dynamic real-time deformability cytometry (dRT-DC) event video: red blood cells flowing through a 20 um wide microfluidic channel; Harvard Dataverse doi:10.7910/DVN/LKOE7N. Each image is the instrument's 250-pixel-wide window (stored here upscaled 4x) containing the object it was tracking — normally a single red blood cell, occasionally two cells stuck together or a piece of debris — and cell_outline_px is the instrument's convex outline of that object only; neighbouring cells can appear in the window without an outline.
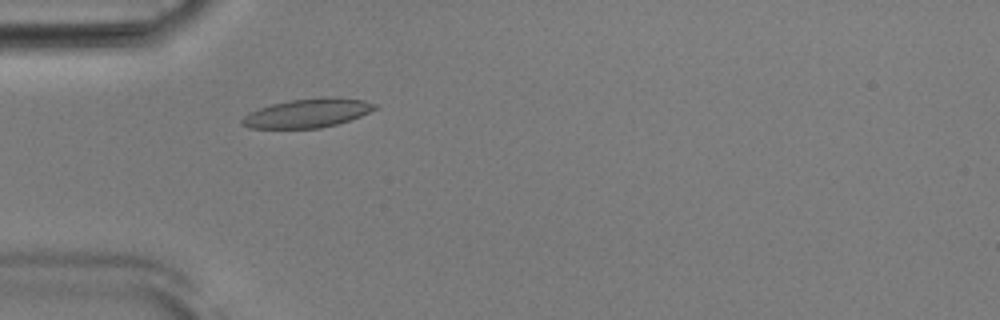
{"species": "Egyptian fruit bat (a non-hibernating species)", "species_latin": "Rousettus aegyptiacus", "temperature_condition": "room temperature", "stored_images_in_passage": 39, "camera_frame_rate_fps": 3000, "um_per_image_px": 0.085, "animal": {"sex": "male"}, "frame": {"image": 1, "passage_image": 3, "time_ms": 0.667, "image_size_px": [1000, 320], "cell_outline_px": [[380, 108], [360, 116], [336, 124], [320, 128], [248, 128], [240, 124], [240, 120], [248, 112], [272, 104], [292, 100], [328, 96], [364, 100], [380, 104]], "centroid_in_image_um": [26.17, 9.61], "position_along_channel_um": 58.8, "area_um2": 22.48}}
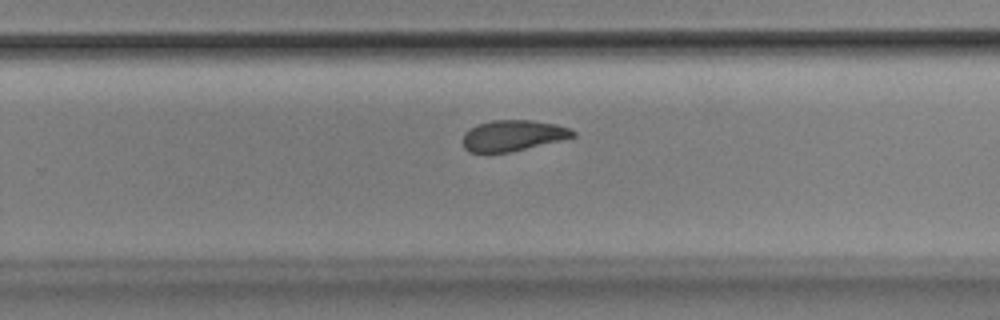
{"frame": {"image": 2, "passage_image": 21, "time_ms": 6.667, "image_size_px": [1000, 320], "cell_outline_px": [[576, 136], [560, 140], [508, 152], [468, 152], [464, 148], [464, 132], [476, 124], [492, 120], [532, 120], [556, 124], [572, 128], [576, 132]], "centroid_in_image_um": [43.6, 11.5], "position_along_channel_um": 286.2, "area_um2": 19.71}}
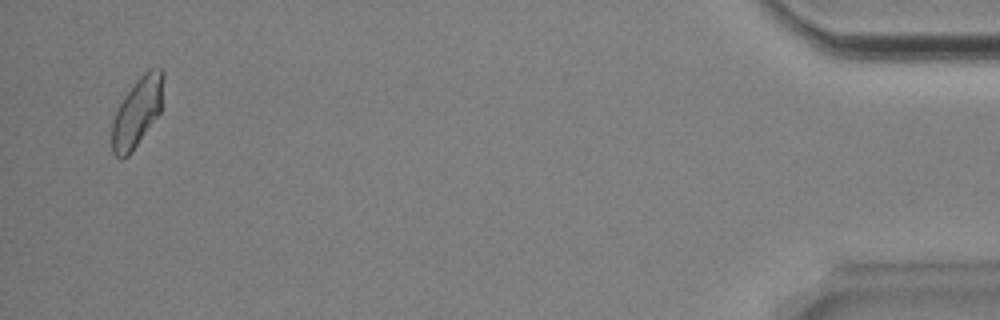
{"frame": {"image": 3, "passage_image": 38, "time_ms": 12.333, "image_size_px": [1000, 320], "cell_outline_px": [[164, 76], [160, 112], [128, 156], [120, 160], [112, 152], [112, 120], [116, 108], [124, 96], [136, 80], [148, 68], [160, 68], [164, 72]], "centroid_in_image_um": [11.64, 9.5], "position_along_channel_um": 423.6, "area_um2": 20.69}, "authors_computed_cell_mechanics": {"area_um2": 20.6924, "velocity_mm_per_s": 3.8606, "shape_relaxation_time_tau1_ms": 8.0533, "shape_relaxation_time_tau2_ms": 4.0074, "deformation_change_tau1": 0.1617, "deformation_change_tau2": 0.0887}}